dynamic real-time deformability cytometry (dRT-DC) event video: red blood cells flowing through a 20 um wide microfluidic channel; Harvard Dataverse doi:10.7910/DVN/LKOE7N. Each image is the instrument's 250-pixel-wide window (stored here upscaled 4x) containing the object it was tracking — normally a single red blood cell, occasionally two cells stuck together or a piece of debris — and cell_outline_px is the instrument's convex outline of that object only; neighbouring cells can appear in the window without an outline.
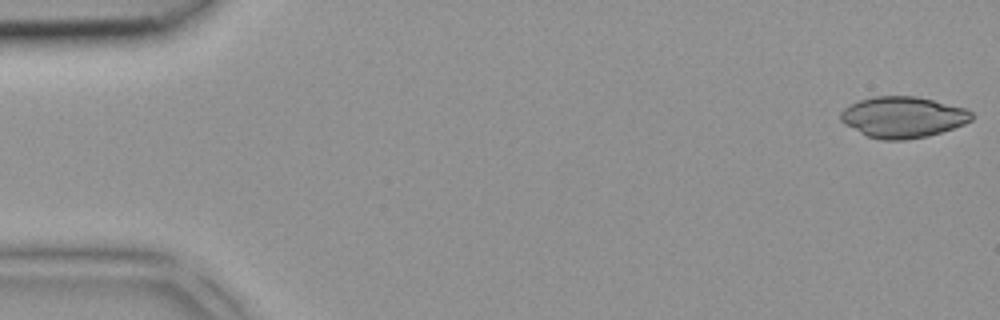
{"species": "common noctule bat (a hibernating species)", "species_latin": "Nyctalus noctula", "temperature_condition": "room temperature", "stored_images_in_passage": 3, "camera_frame_rate_fps": 3000, "um_per_image_px": 0.085, "animal": {"sex": "female", "body_mass_g": 18.4}, "frame": {"image": 1, "passage_image": 1, "time_ms": 0.0, "image_size_px": [1000, 320], "cell_outline_px": [[972, 120], [964, 124], [928, 136], [904, 140], [880, 140], [868, 136], [844, 124], [840, 120], [840, 112], [844, 108], [860, 100], [872, 96], [916, 96], [968, 108], [972, 112]], "centroid_in_image_um": [76.75, 9.95], "position_along_channel_um": 8.2, "area_um2": 31.39}}